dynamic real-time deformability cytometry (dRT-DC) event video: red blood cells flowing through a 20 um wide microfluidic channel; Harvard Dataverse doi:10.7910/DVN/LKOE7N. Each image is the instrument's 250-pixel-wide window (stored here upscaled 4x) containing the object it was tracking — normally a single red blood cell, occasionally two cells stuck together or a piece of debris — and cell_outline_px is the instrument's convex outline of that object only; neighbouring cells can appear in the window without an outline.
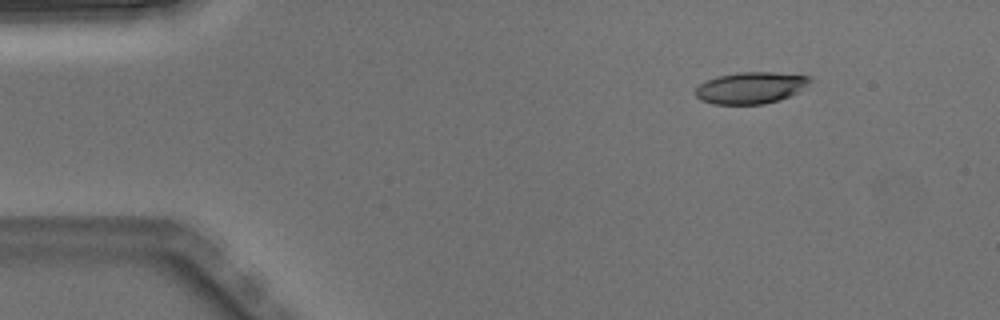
{"species": "Egyptian fruit bat (a non-hibernating species)", "species_latin": "Rousettus aegyptiacus", "temperature_condition": "warm", "stored_images_in_passage": 4, "camera_frame_rate_fps": 3000, "um_per_image_px": 0.085, "animal": {"sex": "male"}, "frame": {"image": 1, "passage_image": 2, "time_ms": 0.333, "image_size_px": [1000, 320], "cell_outline_px": [[812, 80], [808, 84], [796, 92], [780, 100], [764, 104], [712, 104], [700, 100], [696, 96], [696, 88], [704, 80], [716, 76], [736, 72], [776, 72], [812, 76]], "centroid_in_image_um": [63.79, 7.45], "position_along_channel_um": 21.2, "area_um2": 21.27}}
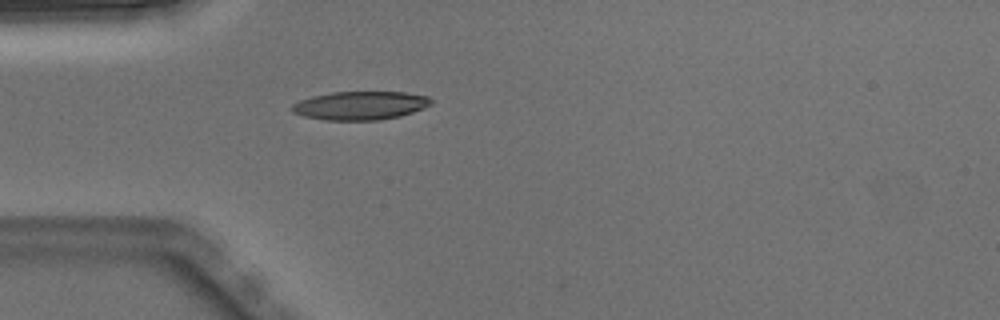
{"frame": {"image": 2, "passage_image": 4, "time_ms": 1.0, "image_size_px": [1000, 320], "cell_outline_px": [[432, 104], [424, 108], [400, 116], [380, 120], [324, 120], [304, 116], [292, 112], [292, 104], [300, 100], [312, 96], [332, 92], [404, 92], [428, 96], [432, 100]], "centroid_in_image_um": [30.63, 8.97], "position_along_channel_um": 54.4, "area_um2": 23.12}}